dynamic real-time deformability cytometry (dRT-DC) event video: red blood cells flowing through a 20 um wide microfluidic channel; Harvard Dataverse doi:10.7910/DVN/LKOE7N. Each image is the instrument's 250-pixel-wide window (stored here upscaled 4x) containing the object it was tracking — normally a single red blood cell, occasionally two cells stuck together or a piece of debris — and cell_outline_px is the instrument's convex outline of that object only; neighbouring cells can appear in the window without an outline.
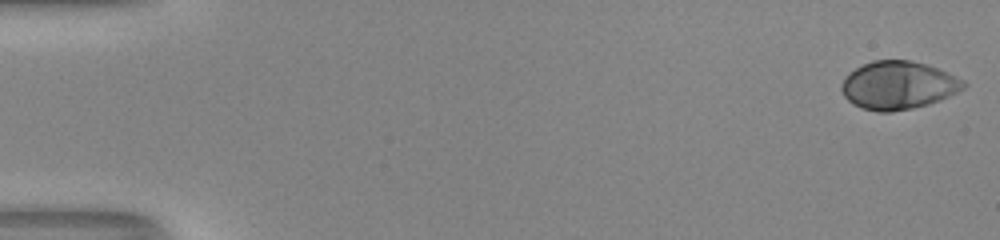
{"species": "human", "species_latin": "Homo sapiens", "temperature_condition": "room temperature", "stored_images_in_passage": 53, "camera_frame_rate_fps": 3000, "um_per_image_px": 0.085, "donor": {"sex": "male"}, "frame": {"image": 1, "passage_image": 1, "time_ms": 0.0, "image_size_px": [1000, 240], "cell_outline_px": [[968, 84], [964, 88], [940, 100], [928, 104], [912, 108], [892, 112], [876, 112], [852, 104], [844, 96], [840, 88], [840, 84], [844, 76], [848, 72], [872, 60], [912, 60], [948, 72], [964, 80]], "centroid_in_image_um": [76.32, 7.25], "position_along_channel_um": 8.7, "area_um2": 34.33}}
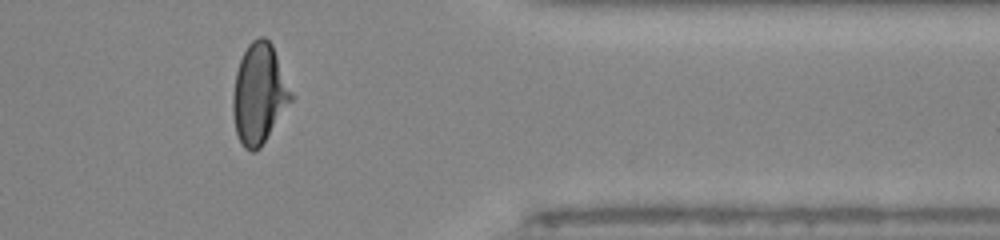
{"frame": {"image": 2, "passage_image": 44, "time_ms": 14.333, "image_size_px": [1000, 240], "cell_outline_px": [[292, 100], [260, 148], [252, 152], [244, 148], [236, 132], [232, 112], [232, 96], [236, 72], [240, 60], [248, 44], [252, 40], [260, 36], [264, 36], [272, 44], [292, 92]], "centroid_in_image_um": [22.01, 7.97], "position_along_channel_um": 389.4, "area_um2": 33.7}}
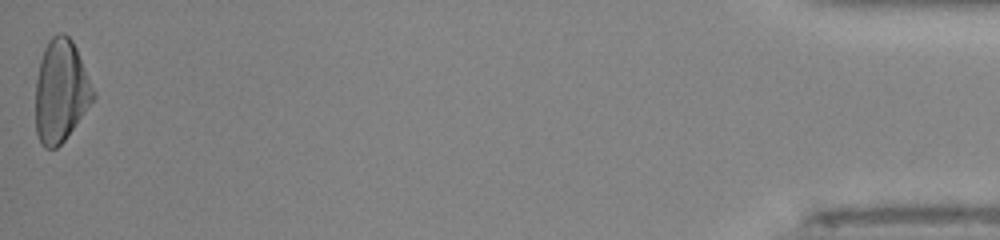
{"frame": {"image": 3, "passage_image": 53, "time_ms": 17.333, "image_size_px": [1000, 240], "cell_outline_px": [[96, 96], [64, 140], [56, 148], [44, 148], [40, 144], [36, 132], [36, 80], [40, 60], [44, 48], [48, 40], [56, 32], [64, 32], [72, 40], [76, 48], [96, 92]], "centroid_in_image_um": [5.16, 7.71], "position_along_channel_um": 430.0, "area_um2": 34.39}, "authors_computed_cell_mechanics": {"area_um2": 33.524, "velocity_mm_per_s": 4.0254, "shape_relaxation_time_tau1_ms": 4.4475, "shape_relaxation_time_tau2_ms": null, "deformation_change_tau1": 0.2251, "deformation_change_tau2": null}}